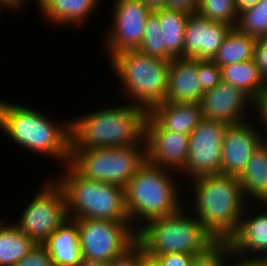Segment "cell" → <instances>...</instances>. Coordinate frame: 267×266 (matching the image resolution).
Returning a JSON list of instances; mask_svg holds the SVG:
<instances>
[{
  "mask_svg": "<svg viewBox=\"0 0 267 266\" xmlns=\"http://www.w3.org/2000/svg\"><path fill=\"white\" fill-rule=\"evenodd\" d=\"M43 114L26 105L0 100V128L11 141L66 165L71 159L70 120L61 126Z\"/></svg>",
  "mask_w": 267,
  "mask_h": 266,
  "instance_id": "6da1fadb",
  "label": "cell"
},
{
  "mask_svg": "<svg viewBox=\"0 0 267 266\" xmlns=\"http://www.w3.org/2000/svg\"><path fill=\"white\" fill-rule=\"evenodd\" d=\"M146 112L131 103L100 109L70 121L71 148L137 145L144 138Z\"/></svg>",
  "mask_w": 267,
  "mask_h": 266,
  "instance_id": "7a4b0ae2",
  "label": "cell"
},
{
  "mask_svg": "<svg viewBox=\"0 0 267 266\" xmlns=\"http://www.w3.org/2000/svg\"><path fill=\"white\" fill-rule=\"evenodd\" d=\"M194 216L216 241H227L245 211V196L237 176L213 174L192 180Z\"/></svg>",
  "mask_w": 267,
  "mask_h": 266,
  "instance_id": "3957f363",
  "label": "cell"
},
{
  "mask_svg": "<svg viewBox=\"0 0 267 266\" xmlns=\"http://www.w3.org/2000/svg\"><path fill=\"white\" fill-rule=\"evenodd\" d=\"M64 166L66 173L56 182L64 190L69 218L130 222L123 187L86 179L69 163Z\"/></svg>",
  "mask_w": 267,
  "mask_h": 266,
  "instance_id": "277c9868",
  "label": "cell"
},
{
  "mask_svg": "<svg viewBox=\"0 0 267 266\" xmlns=\"http://www.w3.org/2000/svg\"><path fill=\"white\" fill-rule=\"evenodd\" d=\"M184 213L181 209L175 214L143 222L145 225L136 228V240L152 256L204 253L217 241L195 216Z\"/></svg>",
  "mask_w": 267,
  "mask_h": 266,
  "instance_id": "5b68a950",
  "label": "cell"
},
{
  "mask_svg": "<svg viewBox=\"0 0 267 266\" xmlns=\"http://www.w3.org/2000/svg\"><path fill=\"white\" fill-rule=\"evenodd\" d=\"M173 178L169 170L145 162L124 188L131 225L139 219L147 222L184 209Z\"/></svg>",
  "mask_w": 267,
  "mask_h": 266,
  "instance_id": "8992f818",
  "label": "cell"
},
{
  "mask_svg": "<svg viewBox=\"0 0 267 266\" xmlns=\"http://www.w3.org/2000/svg\"><path fill=\"white\" fill-rule=\"evenodd\" d=\"M112 72L120 78L130 103L148 113L165 101L170 62L137 50L123 51L110 58Z\"/></svg>",
  "mask_w": 267,
  "mask_h": 266,
  "instance_id": "52a82bcc",
  "label": "cell"
},
{
  "mask_svg": "<svg viewBox=\"0 0 267 266\" xmlns=\"http://www.w3.org/2000/svg\"><path fill=\"white\" fill-rule=\"evenodd\" d=\"M141 144L115 148H71L69 164L86 179L125 188L146 162L144 139Z\"/></svg>",
  "mask_w": 267,
  "mask_h": 266,
  "instance_id": "ba28073f",
  "label": "cell"
},
{
  "mask_svg": "<svg viewBox=\"0 0 267 266\" xmlns=\"http://www.w3.org/2000/svg\"><path fill=\"white\" fill-rule=\"evenodd\" d=\"M45 186V187H44ZM33 197L15 225L35 244H44L49 236L69 217L63 188L47 181Z\"/></svg>",
  "mask_w": 267,
  "mask_h": 266,
  "instance_id": "9c48e42d",
  "label": "cell"
},
{
  "mask_svg": "<svg viewBox=\"0 0 267 266\" xmlns=\"http://www.w3.org/2000/svg\"><path fill=\"white\" fill-rule=\"evenodd\" d=\"M82 258L109 262L136 241V224L101 219H74Z\"/></svg>",
  "mask_w": 267,
  "mask_h": 266,
  "instance_id": "30bf717a",
  "label": "cell"
},
{
  "mask_svg": "<svg viewBox=\"0 0 267 266\" xmlns=\"http://www.w3.org/2000/svg\"><path fill=\"white\" fill-rule=\"evenodd\" d=\"M229 124L203 119L189 135V149L184 173L191 180L221 174L222 141Z\"/></svg>",
  "mask_w": 267,
  "mask_h": 266,
  "instance_id": "8fae6325",
  "label": "cell"
},
{
  "mask_svg": "<svg viewBox=\"0 0 267 266\" xmlns=\"http://www.w3.org/2000/svg\"><path fill=\"white\" fill-rule=\"evenodd\" d=\"M113 22L106 34L109 58L123 51L137 50L142 44L146 19L151 9L141 0H114Z\"/></svg>",
  "mask_w": 267,
  "mask_h": 266,
  "instance_id": "7c38bea8",
  "label": "cell"
},
{
  "mask_svg": "<svg viewBox=\"0 0 267 266\" xmlns=\"http://www.w3.org/2000/svg\"><path fill=\"white\" fill-rule=\"evenodd\" d=\"M146 162L167 170L184 172L189 136L163 129L148 113L144 120ZM171 168V169H170Z\"/></svg>",
  "mask_w": 267,
  "mask_h": 266,
  "instance_id": "4fadbf2b",
  "label": "cell"
},
{
  "mask_svg": "<svg viewBox=\"0 0 267 266\" xmlns=\"http://www.w3.org/2000/svg\"><path fill=\"white\" fill-rule=\"evenodd\" d=\"M245 122L229 125L222 141L221 174L239 176L254 151L261 145V132Z\"/></svg>",
  "mask_w": 267,
  "mask_h": 266,
  "instance_id": "5bb4252c",
  "label": "cell"
},
{
  "mask_svg": "<svg viewBox=\"0 0 267 266\" xmlns=\"http://www.w3.org/2000/svg\"><path fill=\"white\" fill-rule=\"evenodd\" d=\"M200 105L204 119L236 125L247 122L248 119L243 116L244 109L245 106H252L253 100L242 90L221 80L204 93Z\"/></svg>",
  "mask_w": 267,
  "mask_h": 266,
  "instance_id": "9a60e30c",
  "label": "cell"
},
{
  "mask_svg": "<svg viewBox=\"0 0 267 266\" xmlns=\"http://www.w3.org/2000/svg\"><path fill=\"white\" fill-rule=\"evenodd\" d=\"M231 29L227 23L211 22L197 12L190 13L184 32V58L213 60Z\"/></svg>",
  "mask_w": 267,
  "mask_h": 266,
  "instance_id": "2e32d148",
  "label": "cell"
},
{
  "mask_svg": "<svg viewBox=\"0 0 267 266\" xmlns=\"http://www.w3.org/2000/svg\"><path fill=\"white\" fill-rule=\"evenodd\" d=\"M204 93L198 77L197 59H172L168 70V88L165 101L200 103Z\"/></svg>",
  "mask_w": 267,
  "mask_h": 266,
  "instance_id": "e0dca14e",
  "label": "cell"
},
{
  "mask_svg": "<svg viewBox=\"0 0 267 266\" xmlns=\"http://www.w3.org/2000/svg\"><path fill=\"white\" fill-rule=\"evenodd\" d=\"M264 205L266 206L267 203H264ZM261 212L259 211V214L256 215L252 214L248 218L244 215L245 212L242 213L237 230L227 240L233 259L236 254L240 255V253L243 254V259L267 257V210L263 209ZM245 252L250 255L256 252L259 255H253L252 257L248 255L247 258L244 257Z\"/></svg>",
  "mask_w": 267,
  "mask_h": 266,
  "instance_id": "ac0fdd59",
  "label": "cell"
},
{
  "mask_svg": "<svg viewBox=\"0 0 267 266\" xmlns=\"http://www.w3.org/2000/svg\"><path fill=\"white\" fill-rule=\"evenodd\" d=\"M148 114L165 130L190 135L204 119L200 103H173L164 101Z\"/></svg>",
  "mask_w": 267,
  "mask_h": 266,
  "instance_id": "d6986e66",
  "label": "cell"
},
{
  "mask_svg": "<svg viewBox=\"0 0 267 266\" xmlns=\"http://www.w3.org/2000/svg\"><path fill=\"white\" fill-rule=\"evenodd\" d=\"M53 266H77L82 261L77 222L68 218L46 240Z\"/></svg>",
  "mask_w": 267,
  "mask_h": 266,
  "instance_id": "ffe728a7",
  "label": "cell"
},
{
  "mask_svg": "<svg viewBox=\"0 0 267 266\" xmlns=\"http://www.w3.org/2000/svg\"><path fill=\"white\" fill-rule=\"evenodd\" d=\"M100 0H36L37 7L50 25L79 26L98 7Z\"/></svg>",
  "mask_w": 267,
  "mask_h": 266,
  "instance_id": "44dd1931",
  "label": "cell"
},
{
  "mask_svg": "<svg viewBox=\"0 0 267 266\" xmlns=\"http://www.w3.org/2000/svg\"><path fill=\"white\" fill-rule=\"evenodd\" d=\"M244 196L259 203H267V142L254 151L244 170L238 176Z\"/></svg>",
  "mask_w": 267,
  "mask_h": 266,
  "instance_id": "7402d4cb",
  "label": "cell"
},
{
  "mask_svg": "<svg viewBox=\"0 0 267 266\" xmlns=\"http://www.w3.org/2000/svg\"><path fill=\"white\" fill-rule=\"evenodd\" d=\"M160 19L165 60L184 58V32L189 13L162 7L154 10Z\"/></svg>",
  "mask_w": 267,
  "mask_h": 266,
  "instance_id": "603a6c76",
  "label": "cell"
},
{
  "mask_svg": "<svg viewBox=\"0 0 267 266\" xmlns=\"http://www.w3.org/2000/svg\"><path fill=\"white\" fill-rule=\"evenodd\" d=\"M222 80L246 93L253 101L267 92V82L253 59L221 67Z\"/></svg>",
  "mask_w": 267,
  "mask_h": 266,
  "instance_id": "cb8c5ba5",
  "label": "cell"
},
{
  "mask_svg": "<svg viewBox=\"0 0 267 266\" xmlns=\"http://www.w3.org/2000/svg\"><path fill=\"white\" fill-rule=\"evenodd\" d=\"M256 39L240 31L237 27L225 36L213 61L221 68L227 64L253 59Z\"/></svg>",
  "mask_w": 267,
  "mask_h": 266,
  "instance_id": "d4e9b609",
  "label": "cell"
},
{
  "mask_svg": "<svg viewBox=\"0 0 267 266\" xmlns=\"http://www.w3.org/2000/svg\"><path fill=\"white\" fill-rule=\"evenodd\" d=\"M0 223V266H14L35 243L15 224Z\"/></svg>",
  "mask_w": 267,
  "mask_h": 266,
  "instance_id": "484cf974",
  "label": "cell"
},
{
  "mask_svg": "<svg viewBox=\"0 0 267 266\" xmlns=\"http://www.w3.org/2000/svg\"><path fill=\"white\" fill-rule=\"evenodd\" d=\"M236 27L255 39L267 36V0L242 10Z\"/></svg>",
  "mask_w": 267,
  "mask_h": 266,
  "instance_id": "4316f807",
  "label": "cell"
},
{
  "mask_svg": "<svg viewBox=\"0 0 267 266\" xmlns=\"http://www.w3.org/2000/svg\"><path fill=\"white\" fill-rule=\"evenodd\" d=\"M196 12L211 22L227 23L232 27H236L239 19L235 0H199Z\"/></svg>",
  "mask_w": 267,
  "mask_h": 266,
  "instance_id": "83f0119b",
  "label": "cell"
},
{
  "mask_svg": "<svg viewBox=\"0 0 267 266\" xmlns=\"http://www.w3.org/2000/svg\"><path fill=\"white\" fill-rule=\"evenodd\" d=\"M161 30L159 15L153 10L146 19L142 44L138 50L148 56L165 60V47Z\"/></svg>",
  "mask_w": 267,
  "mask_h": 266,
  "instance_id": "f1b7e54d",
  "label": "cell"
},
{
  "mask_svg": "<svg viewBox=\"0 0 267 266\" xmlns=\"http://www.w3.org/2000/svg\"><path fill=\"white\" fill-rule=\"evenodd\" d=\"M229 257L232 259L233 255L228 242L217 241L204 253L194 256L189 266H224Z\"/></svg>",
  "mask_w": 267,
  "mask_h": 266,
  "instance_id": "f546056e",
  "label": "cell"
},
{
  "mask_svg": "<svg viewBox=\"0 0 267 266\" xmlns=\"http://www.w3.org/2000/svg\"><path fill=\"white\" fill-rule=\"evenodd\" d=\"M197 72L204 92L213 89L222 80L221 68L213 60L197 59Z\"/></svg>",
  "mask_w": 267,
  "mask_h": 266,
  "instance_id": "4dcf8cb0",
  "label": "cell"
},
{
  "mask_svg": "<svg viewBox=\"0 0 267 266\" xmlns=\"http://www.w3.org/2000/svg\"><path fill=\"white\" fill-rule=\"evenodd\" d=\"M14 266H53V264L47 247L44 244H35Z\"/></svg>",
  "mask_w": 267,
  "mask_h": 266,
  "instance_id": "1f68e13d",
  "label": "cell"
},
{
  "mask_svg": "<svg viewBox=\"0 0 267 266\" xmlns=\"http://www.w3.org/2000/svg\"><path fill=\"white\" fill-rule=\"evenodd\" d=\"M107 266H139V242L136 240L122 254L107 262Z\"/></svg>",
  "mask_w": 267,
  "mask_h": 266,
  "instance_id": "d6a6232c",
  "label": "cell"
},
{
  "mask_svg": "<svg viewBox=\"0 0 267 266\" xmlns=\"http://www.w3.org/2000/svg\"><path fill=\"white\" fill-rule=\"evenodd\" d=\"M253 60L258 67L260 75L267 82V37L256 39Z\"/></svg>",
  "mask_w": 267,
  "mask_h": 266,
  "instance_id": "836d02e7",
  "label": "cell"
},
{
  "mask_svg": "<svg viewBox=\"0 0 267 266\" xmlns=\"http://www.w3.org/2000/svg\"><path fill=\"white\" fill-rule=\"evenodd\" d=\"M194 256V254L179 252L156 255L162 266H189Z\"/></svg>",
  "mask_w": 267,
  "mask_h": 266,
  "instance_id": "e575fe53",
  "label": "cell"
},
{
  "mask_svg": "<svg viewBox=\"0 0 267 266\" xmlns=\"http://www.w3.org/2000/svg\"><path fill=\"white\" fill-rule=\"evenodd\" d=\"M250 108H255L254 110L256 111V113L258 112V119H261L260 122L264 126L263 128H265V134L267 135V92L256 98L253 101V106ZM265 134H263L262 132L263 142H267V138L265 139V137L267 136H265Z\"/></svg>",
  "mask_w": 267,
  "mask_h": 266,
  "instance_id": "d590c367",
  "label": "cell"
},
{
  "mask_svg": "<svg viewBox=\"0 0 267 266\" xmlns=\"http://www.w3.org/2000/svg\"><path fill=\"white\" fill-rule=\"evenodd\" d=\"M199 0H164V7L195 13Z\"/></svg>",
  "mask_w": 267,
  "mask_h": 266,
  "instance_id": "8d00e7d4",
  "label": "cell"
},
{
  "mask_svg": "<svg viewBox=\"0 0 267 266\" xmlns=\"http://www.w3.org/2000/svg\"><path fill=\"white\" fill-rule=\"evenodd\" d=\"M139 266H162L156 256L148 254L139 243Z\"/></svg>",
  "mask_w": 267,
  "mask_h": 266,
  "instance_id": "74e56055",
  "label": "cell"
},
{
  "mask_svg": "<svg viewBox=\"0 0 267 266\" xmlns=\"http://www.w3.org/2000/svg\"><path fill=\"white\" fill-rule=\"evenodd\" d=\"M25 0H0V13L1 10H19L24 5ZM8 8V9H7Z\"/></svg>",
  "mask_w": 267,
  "mask_h": 266,
  "instance_id": "f35d334b",
  "label": "cell"
},
{
  "mask_svg": "<svg viewBox=\"0 0 267 266\" xmlns=\"http://www.w3.org/2000/svg\"><path fill=\"white\" fill-rule=\"evenodd\" d=\"M258 1L259 0H235V3H236V8L240 13L242 10L252 7Z\"/></svg>",
  "mask_w": 267,
  "mask_h": 266,
  "instance_id": "ab89813d",
  "label": "cell"
},
{
  "mask_svg": "<svg viewBox=\"0 0 267 266\" xmlns=\"http://www.w3.org/2000/svg\"><path fill=\"white\" fill-rule=\"evenodd\" d=\"M152 11L164 7V0H141Z\"/></svg>",
  "mask_w": 267,
  "mask_h": 266,
  "instance_id": "60d3db41",
  "label": "cell"
},
{
  "mask_svg": "<svg viewBox=\"0 0 267 266\" xmlns=\"http://www.w3.org/2000/svg\"><path fill=\"white\" fill-rule=\"evenodd\" d=\"M77 266H107V263L97 260H88L82 258V261Z\"/></svg>",
  "mask_w": 267,
  "mask_h": 266,
  "instance_id": "b9f144b4",
  "label": "cell"
},
{
  "mask_svg": "<svg viewBox=\"0 0 267 266\" xmlns=\"http://www.w3.org/2000/svg\"><path fill=\"white\" fill-rule=\"evenodd\" d=\"M238 258L236 262H234V265L231 264V266H258L252 259H243L241 256L237 255ZM225 266V265H224Z\"/></svg>",
  "mask_w": 267,
  "mask_h": 266,
  "instance_id": "7bdbcfd3",
  "label": "cell"
},
{
  "mask_svg": "<svg viewBox=\"0 0 267 266\" xmlns=\"http://www.w3.org/2000/svg\"><path fill=\"white\" fill-rule=\"evenodd\" d=\"M258 266H267V257L252 259Z\"/></svg>",
  "mask_w": 267,
  "mask_h": 266,
  "instance_id": "ee69618b",
  "label": "cell"
}]
</instances>
